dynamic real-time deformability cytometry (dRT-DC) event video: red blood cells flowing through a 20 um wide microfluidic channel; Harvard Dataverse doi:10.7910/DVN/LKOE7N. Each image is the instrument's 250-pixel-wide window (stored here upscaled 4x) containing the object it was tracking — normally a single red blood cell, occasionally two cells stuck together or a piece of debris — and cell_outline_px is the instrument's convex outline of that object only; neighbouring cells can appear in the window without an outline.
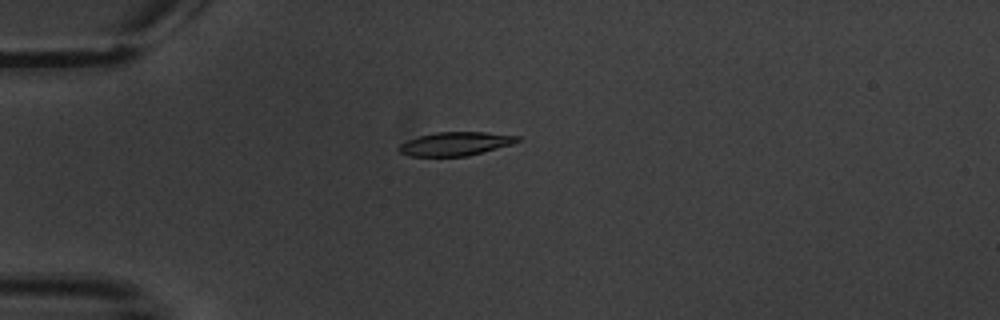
{"species": "common noctule bat (a hibernating species)", "species_latin": "Nyctalus noctula", "temperature_condition": "warm", "stored_images_in_passage": 5, "camera_frame_rate_fps": 3000, "um_per_image_px": 0.085, "animal": {"sex": "male", "body_mass_g": 20.1, "forearm_length_mm": 53.5}, "frame": {"image": 1, "passage_image": 1, "time_ms": 0.0, "image_size_px": [1000, 320], "cell_outline_px": [[520, 140], [512, 144], [468, 156], [408, 156], [400, 152], [396, 148], [400, 144], [408, 140], [420, 136], [436, 132], [484, 132], [520, 136]], "centroid_in_image_um": [38.7, 12.22], "position_along_channel_um": 46.3, "area_um2": 16.24}}
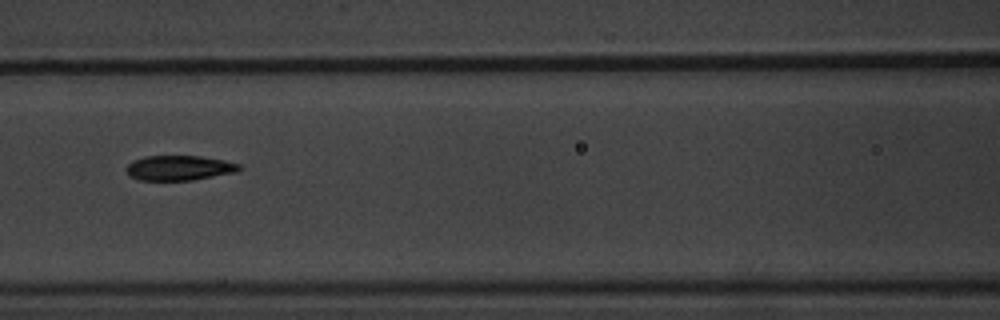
{"frame": {"image": 2, "passage_image": 4, "time_ms": 3.667, "image_size_px": [1000, 320], "cell_outline_px": [[240, 168], [236, 172], [192, 180], [140, 180], [128, 176], [124, 168], [132, 160], [144, 156], [200, 156], [224, 160], [240, 164]], "centroid_in_image_um": [15.17, 14.27], "position_along_channel_um": 151.4, "area_um2": 16.47}}
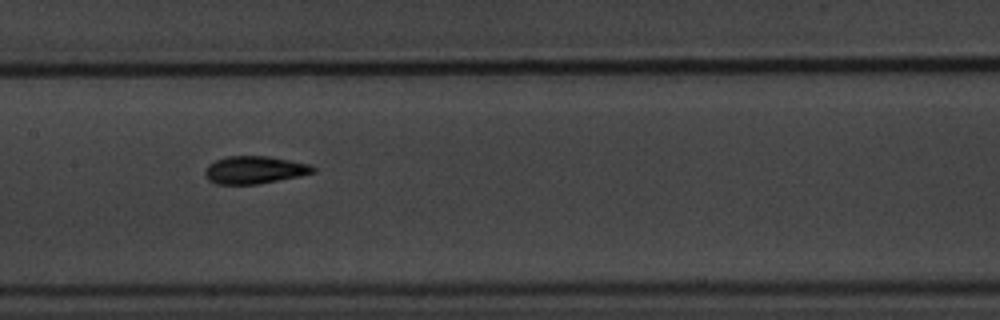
{"frame": {"image": 3, "passage_image": 5, "time_ms": 4.667, "image_size_px": [1000, 320], "cell_outline_px": [[316, 172], [300, 176], [256, 184], [216, 184], [208, 180], [204, 172], [208, 164], [216, 160], [228, 156], [268, 156], [312, 164], [316, 168]], "centroid_in_image_um": [21.66, 14.44], "position_along_channel_um": 185.7, "area_um2": 17.46}}